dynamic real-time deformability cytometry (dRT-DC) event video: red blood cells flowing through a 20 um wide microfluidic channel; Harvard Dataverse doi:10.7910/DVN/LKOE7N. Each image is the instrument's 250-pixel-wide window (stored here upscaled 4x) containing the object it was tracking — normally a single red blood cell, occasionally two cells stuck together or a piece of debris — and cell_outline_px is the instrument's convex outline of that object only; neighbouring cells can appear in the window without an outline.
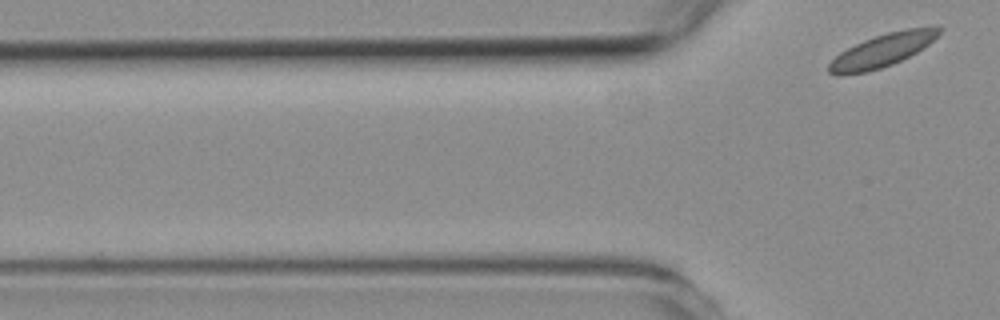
{"species": "common noctule bat (a hibernating species)", "species_latin": "Nyctalus noctula", "temperature_condition": "room temperature", "stored_images_in_passage": 2, "camera_frame_rate_fps": 3000, "um_per_image_px": 0.085, "animal": {"sex": "female", "body_mass_g": 19.3, "forearm_length_mm": 54.1}, "frame": {"image": 1, "passage_image": 2, "time_ms": 2.0, "image_size_px": [1000, 320], "cell_outline_px": [[944, 28], [928, 44], [916, 52], [892, 64], [880, 68], [864, 72], [840, 76], [836, 76], [828, 72], [828, 64], [840, 52], [864, 40], [888, 32], [904, 28], [936, 24], [940, 24]], "centroid_in_image_um": [75.04, 4.25], "position_along_channel_um": 50.8, "area_um2": 21.33}}